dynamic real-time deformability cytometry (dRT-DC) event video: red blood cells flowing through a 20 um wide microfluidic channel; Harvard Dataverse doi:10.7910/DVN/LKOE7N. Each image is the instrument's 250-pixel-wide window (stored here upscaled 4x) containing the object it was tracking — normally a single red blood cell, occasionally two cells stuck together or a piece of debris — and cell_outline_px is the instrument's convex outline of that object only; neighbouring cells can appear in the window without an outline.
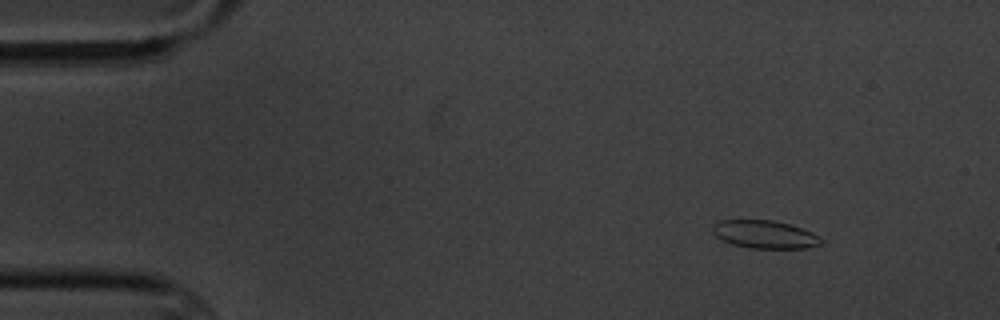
{"species": "common noctule bat (a hibernating species)", "species_latin": "Nyctalus noctula", "temperature_condition": "cold", "stored_images_in_passage": 4, "camera_frame_rate_fps": 3000, "um_per_image_px": 0.085, "animal": {"sex": "male", "body_mass_g": 20.1, "forearm_length_mm": 53.5}, "frame": {"image": 1, "passage_image": 1, "time_ms": 0.0, "image_size_px": [1000, 320], "cell_outline_px": [[824, 240], [820, 244], [808, 248], [752, 248], [732, 244], [720, 240], [712, 232], [712, 224], [720, 220], [772, 220], [792, 224], [812, 232], [820, 236]], "centroid_in_image_um": [65.01, 19.92], "position_along_channel_um": 20.0, "area_um2": 17.92}}